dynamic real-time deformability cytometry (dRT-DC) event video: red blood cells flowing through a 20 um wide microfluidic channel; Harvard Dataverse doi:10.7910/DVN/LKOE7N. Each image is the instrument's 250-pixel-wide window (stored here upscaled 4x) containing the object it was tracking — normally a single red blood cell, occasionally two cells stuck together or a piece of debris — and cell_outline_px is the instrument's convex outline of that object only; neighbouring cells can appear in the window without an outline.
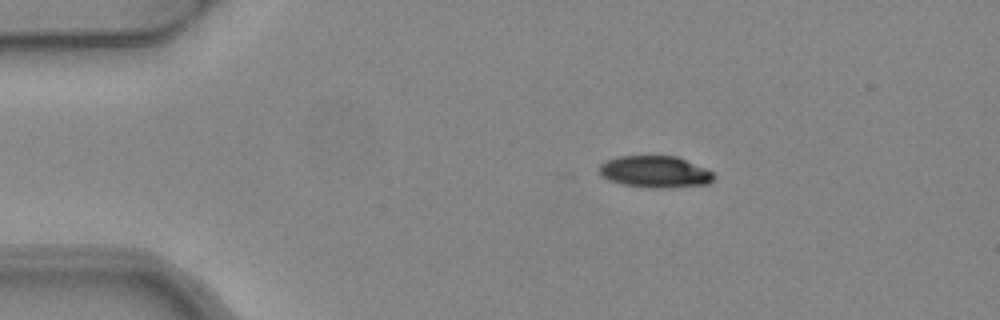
{"species": "common noctule bat (a hibernating species)", "species_latin": "Nyctalus noctula", "temperature_condition": "warm", "stored_images_in_passage": 6, "camera_frame_rate_fps": 3000, "um_per_image_px": 0.085, "animal": {"sex": "female", "body_mass_g": 24.6, "forearm_length_mm": 56.2}, "frame": {"image": 1, "passage_image": 2, "time_ms": 0.333, "image_size_px": [1000, 320], "cell_outline_px": [[716, 176], [708, 184], [668, 188], [644, 188], [620, 184], [608, 180], [600, 176], [600, 164], [608, 160], [620, 156], [676, 156], [704, 168], [712, 172]], "centroid_in_image_um": [55.65, 14.62], "position_along_channel_um": 29.3, "area_um2": 21.27}}
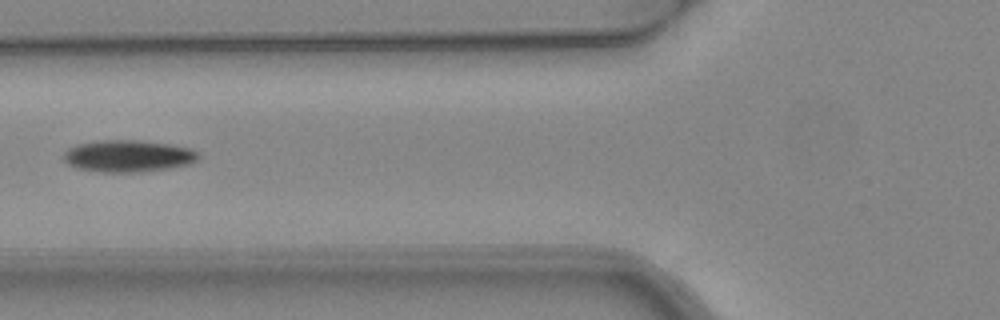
{"frame": {"image": 2, "passage_image": 5, "time_ms": 1.333, "image_size_px": [1000, 320], "cell_outline_px": [[200, 156], [192, 164], [168, 168], [140, 172], [100, 172], [76, 168], [68, 164], [64, 160], [64, 152], [68, 148], [76, 144], [100, 140], [140, 140], [172, 144], [192, 148], [200, 152]], "centroid_in_image_um": [10.92, 13.25], "position_along_channel_um": 114.9, "area_um2": 25.43}}
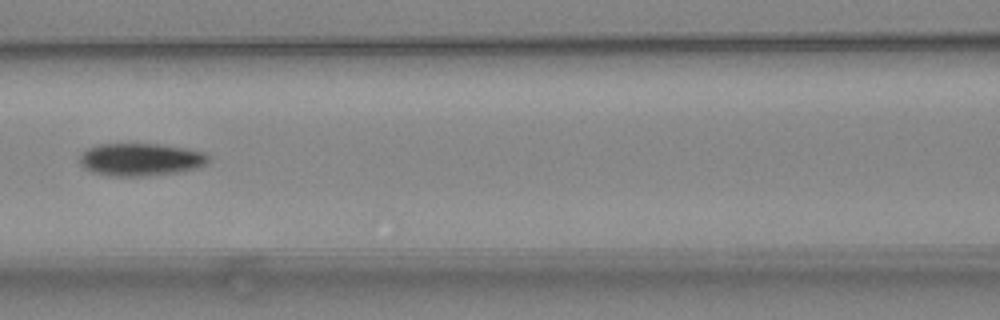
{"frame": {"image": 3, "passage_image": 6, "time_ms": 1.667, "image_size_px": [1000, 320], "cell_outline_px": [[208, 164], [200, 168], [176, 172], [140, 176], [108, 176], [92, 172], [84, 168], [76, 160], [88, 148], [96, 144], [160, 144], [188, 148], [204, 152], [208, 156]], "centroid_in_image_um": [11.94, 13.55], "position_along_channel_um": 154.7, "area_um2": 24.74}}